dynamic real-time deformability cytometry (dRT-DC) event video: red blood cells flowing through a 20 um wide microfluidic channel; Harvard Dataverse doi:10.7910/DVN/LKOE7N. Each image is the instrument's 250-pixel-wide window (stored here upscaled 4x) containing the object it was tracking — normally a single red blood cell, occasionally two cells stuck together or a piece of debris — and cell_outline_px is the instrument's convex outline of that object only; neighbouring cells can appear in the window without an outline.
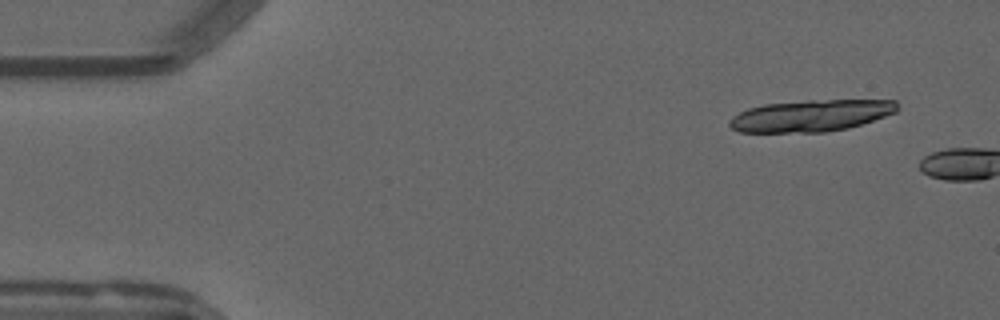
{"species": "common noctule bat (a hibernating species)", "species_latin": "Nyctalus noctula", "temperature_condition": "warm", "stored_images_in_passage": 6, "camera_frame_rate_fps": 3000, "um_per_image_px": 0.085, "animal": {"sex": "male", "forearm_length_mm": 52.5}, "frame": {"image": 1, "passage_image": 4, "time_ms": 1.0, "image_size_px": [1000, 320], "cell_outline_px": [[900, 108], [896, 112], [848, 128], [824, 132], [740, 132], [732, 128], [728, 124], [728, 120], [732, 116], [748, 108], [764, 104], [808, 100], [896, 100], [900, 104]], "centroid_in_image_um": [68.93, 9.82], "position_along_channel_um": 16.1, "area_um2": 31.04}}